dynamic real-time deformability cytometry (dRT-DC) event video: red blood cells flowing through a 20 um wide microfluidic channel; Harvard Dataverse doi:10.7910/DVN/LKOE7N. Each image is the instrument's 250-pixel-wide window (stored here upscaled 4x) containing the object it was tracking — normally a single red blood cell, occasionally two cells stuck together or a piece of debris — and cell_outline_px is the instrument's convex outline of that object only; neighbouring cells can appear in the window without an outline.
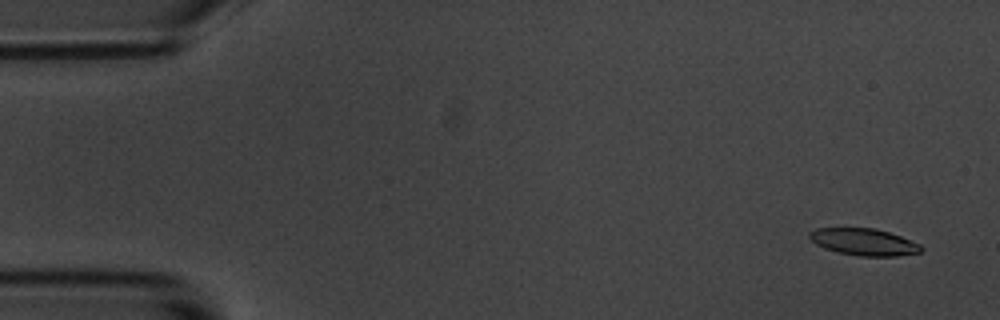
{"species": "common noctule bat (a hibernating species)", "species_latin": "Nyctalus noctula", "temperature_condition": "room temperature", "stored_images_in_passage": 56, "camera_frame_rate_fps": 3000, "um_per_image_px": 0.085, "animal": {"sex": "male", "body_mass_g": 20.1, "forearm_length_mm": 53.5}, "frame": {"image": 1, "passage_image": 3, "time_ms": 0.667, "image_size_px": [1000, 320], "cell_outline_px": [[924, 248], [920, 252], [896, 256], [860, 256], [840, 252], [824, 248], [816, 244], [808, 236], [808, 232], [816, 228], [872, 228], [888, 232], [900, 236], [920, 244]], "centroid_in_image_um": [73.42, 20.56], "position_along_channel_um": 11.6, "area_um2": 17.34}}
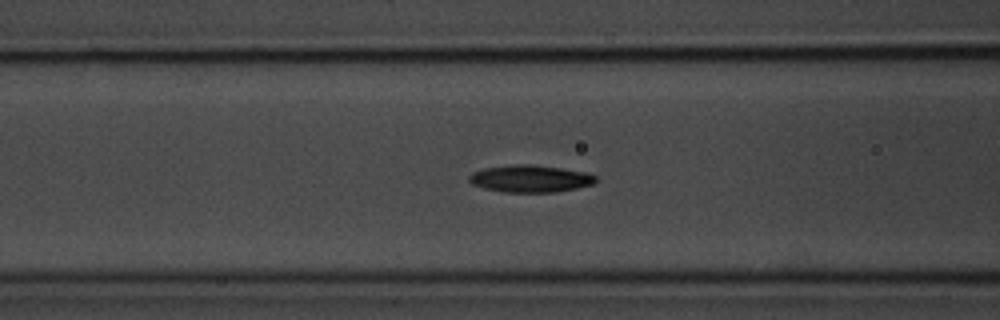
{"frame": {"image": 2, "passage_image": 22, "time_ms": 7.0, "image_size_px": [1000, 320], "cell_outline_px": [[596, 180], [592, 184], [576, 188], [556, 192], [504, 192], [484, 188], [472, 184], [468, 180], [468, 176], [472, 172], [484, 168], [512, 164], [528, 164], [560, 168], [588, 172], [596, 176]], "centroid_in_image_um": [45.05, 15.18], "position_along_channel_um": 121.6, "area_um2": 20.06}}
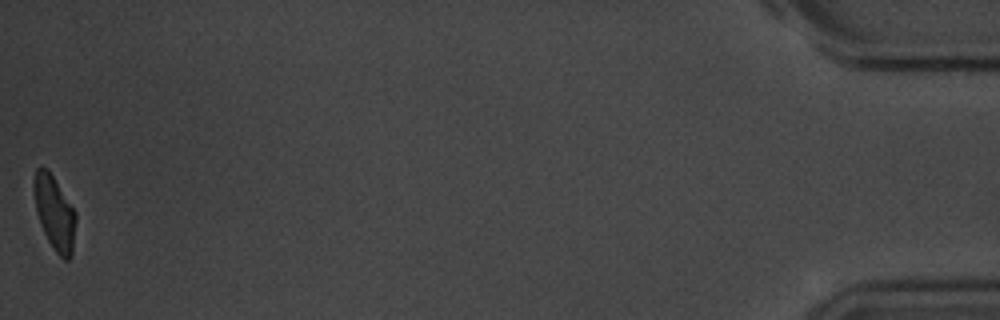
{"frame": {"image": 3, "passage_image": 56, "time_ms": 18.333, "image_size_px": [1000, 320], "cell_outline_px": [[76, 220], [72, 256], [68, 260], [64, 260], [56, 252], [48, 240], [40, 224], [36, 212], [32, 188], [32, 180], [36, 168], [40, 164], [48, 168], [76, 212]], "centroid_in_image_um": [4.6, 18.03], "position_along_channel_um": 430.6, "area_um2": 18.5}, "authors_computed_cell_mechanics": {"area_um2": 19.363, "velocity_mm_per_s": 3.5898, "shape_relaxation_time_tau1_ms": 3.8701, "shape_relaxation_time_tau2_ms": null, "deformation_change_tau1": 0.1407, "deformation_change_tau2": null}}